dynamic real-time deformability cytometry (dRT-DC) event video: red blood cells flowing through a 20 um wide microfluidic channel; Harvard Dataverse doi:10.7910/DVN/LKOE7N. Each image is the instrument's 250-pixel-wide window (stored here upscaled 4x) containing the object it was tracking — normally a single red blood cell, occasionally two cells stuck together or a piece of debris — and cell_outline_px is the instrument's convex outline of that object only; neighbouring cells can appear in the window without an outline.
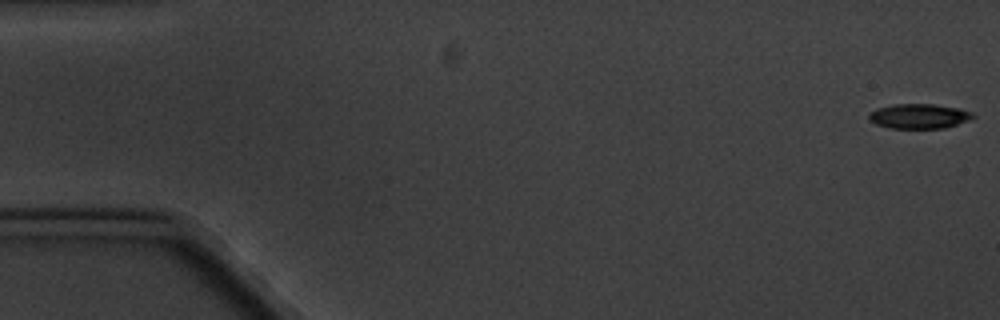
{"species": "common noctule bat (a hibernating species)", "species_latin": "Nyctalus noctula", "temperature_condition": "cold", "stored_images_in_passage": 5, "segment_of_instrument_passage": [2, 2], "camera_frame_rate_fps": 3000, "um_per_image_px": 0.085, "animal": {"sex": "male", "body_mass_g": 20.1, "forearm_length_mm": 53.5}, "frame": {"image": 1, "passage_image": 5, "time_ms": 5.667, "image_size_px": [1000, 320], "cell_outline_px": [[976, 116], [968, 120], [944, 128], [892, 128], [876, 124], [868, 116], [876, 108], [896, 104], [932, 104], [960, 108], [972, 112]], "centroid_in_image_um": [78.15, 9.87], "position_along_channel_um": 6.8, "area_um2": 14.8}}